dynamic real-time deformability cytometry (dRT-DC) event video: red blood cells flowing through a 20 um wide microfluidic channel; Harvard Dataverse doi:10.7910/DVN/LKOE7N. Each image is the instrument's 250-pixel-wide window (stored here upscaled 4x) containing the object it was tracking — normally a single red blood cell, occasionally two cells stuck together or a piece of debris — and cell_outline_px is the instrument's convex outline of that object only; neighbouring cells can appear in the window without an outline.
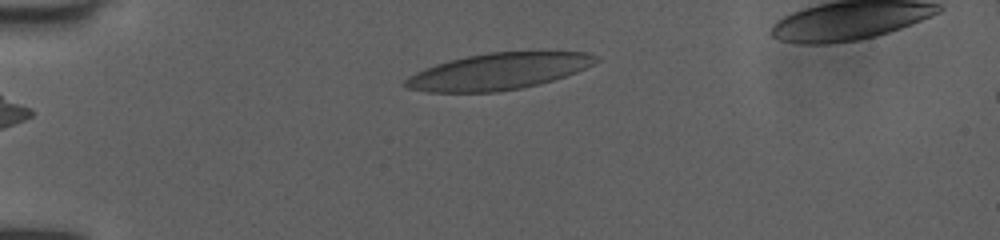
{"species": "human", "species_latin": "Homo sapiens", "temperature_condition": "room temperature", "stored_images_in_passage": 35, "camera_frame_rate_fps": 3000, "um_per_image_px": 0.085, "donor": {"sex": "female"}, "frame": {"image": 1, "passage_image": 2, "time_ms": 0.333, "image_size_px": [1000, 240], "cell_outline_px": [[600, 60], [576, 72], [552, 80], [520, 88], [496, 92], [428, 92], [408, 88], [404, 84], [404, 80], [408, 76], [416, 72], [436, 64], [448, 60], [488, 52], [588, 52], [600, 56]], "centroid_in_image_um": [42.36, 6.06], "position_along_channel_um": 42.6, "area_um2": 40.17}}
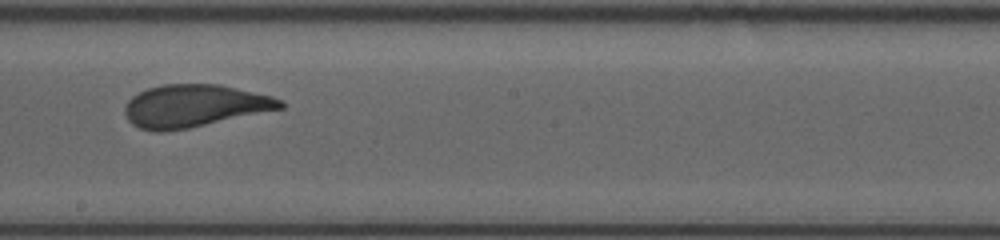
{"frame": {"image": 2, "passage_image": 19, "time_ms": 6.0, "image_size_px": [1000, 240], "cell_outline_px": [[288, 104], [284, 108], [188, 128], [160, 132], [156, 132], [140, 128], [132, 124], [128, 120], [124, 112], [124, 108], [128, 100], [132, 96], [148, 88], [164, 84], [220, 84], [272, 96], [284, 100]], "centroid_in_image_um": [16.54, 8.99], "position_along_channel_um": 231.7, "area_um2": 38.55}}
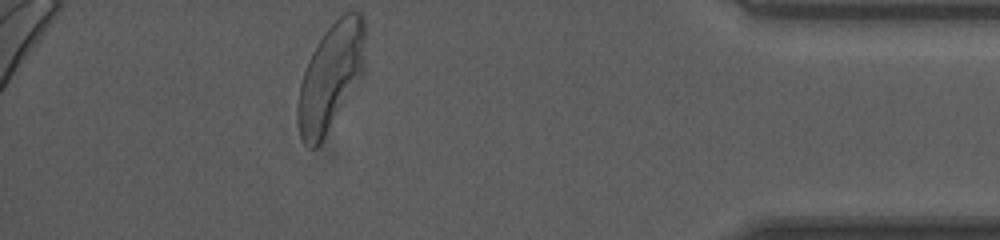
{"frame": {"image": 3, "passage_image": 35, "time_ms": 11.333, "image_size_px": [1000, 240], "cell_outline_px": [[364, 72], [320, 144], [316, 148], [312, 148], [304, 144], [300, 136], [296, 112], [296, 108], [300, 84], [308, 60], [312, 52], [324, 32], [344, 12], [360, 12], [364, 16]], "centroid_in_image_um": [28.09, 6.54], "position_along_channel_um": 407.1, "area_um2": 41.73}, "authors_computed_cell_mechanics": {"area_um2": 39.7664, "velocity_mm_per_s": 4.0251, "shape_relaxation_time_tau1_ms": 5.1455, "shape_relaxation_time_tau2_ms": 0.7245, "deformation_change_tau1": 0.1894, "deformation_change_tau2": 0.0747}}